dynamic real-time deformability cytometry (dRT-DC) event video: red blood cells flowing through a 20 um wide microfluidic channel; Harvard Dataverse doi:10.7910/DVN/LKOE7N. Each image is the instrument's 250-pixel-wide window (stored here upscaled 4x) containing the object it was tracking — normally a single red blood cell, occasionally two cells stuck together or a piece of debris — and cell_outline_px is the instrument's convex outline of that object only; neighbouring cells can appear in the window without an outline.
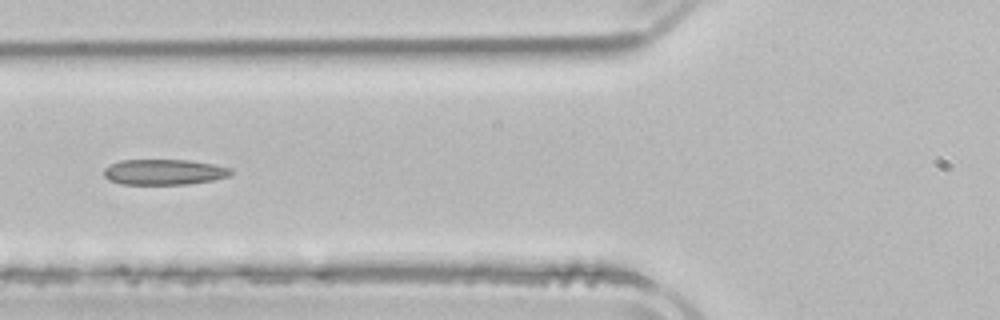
{"species": "common noctule bat (a hibernating species)", "species_latin": "Nyctalus noctula", "temperature_condition": "room temperature", "stored_images_in_passage": 3, "camera_frame_rate_fps": 3000, "um_per_image_px": 0.085, "animal": {"sex": "male", "body_mass_g": 21.5, "forearm_length_mm": 52.0}, "frame": {"image": 1, "passage_image": 3, "time_ms": 3.0, "image_size_px": [1000, 320], "cell_outline_px": [[232, 172], [228, 176], [212, 180], [188, 184], [120, 184], [108, 180], [104, 176], [104, 168], [108, 164], [120, 160], [188, 160], [212, 164], [232, 168]], "centroid_in_image_um": [13.89, 14.62], "position_along_channel_um": 111.9, "area_um2": 18.96}}